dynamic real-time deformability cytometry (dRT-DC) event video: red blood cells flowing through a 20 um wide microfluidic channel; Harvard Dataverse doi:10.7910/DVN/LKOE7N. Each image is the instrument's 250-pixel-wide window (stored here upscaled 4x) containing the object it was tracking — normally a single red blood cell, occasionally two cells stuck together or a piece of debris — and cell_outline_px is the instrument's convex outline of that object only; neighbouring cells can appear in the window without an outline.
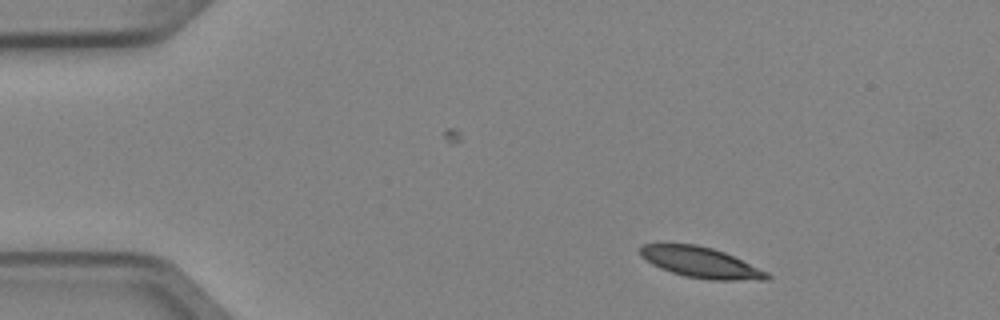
{"species": "Egyptian fruit bat (a non-hibernating species)", "species_latin": "Rousettus aegyptiacus", "temperature_condition": "cold", "stored_images_in_passage": 3, "camera_frame_rate_fps": 3000, "um_per_image_px": 0.085, "animal": {"sex": "female"}, "frame": {"image": 1, "passage_image": 1, "time_ms": 0.0, "image_size_px": [1000, 320], "cell_outline_px": [[772, 276], [768, 280], [712, 280], [684, 276], [660, 268], [652, 264], [640, 256], [640, 248], [644, 244], [696, 244], [712, 248], [724, 252], [768, 272]], "centroid_in_image_um": [59.58, 22.32], "position_along_channel_um": 25.4, "area_um2": 22.54}}